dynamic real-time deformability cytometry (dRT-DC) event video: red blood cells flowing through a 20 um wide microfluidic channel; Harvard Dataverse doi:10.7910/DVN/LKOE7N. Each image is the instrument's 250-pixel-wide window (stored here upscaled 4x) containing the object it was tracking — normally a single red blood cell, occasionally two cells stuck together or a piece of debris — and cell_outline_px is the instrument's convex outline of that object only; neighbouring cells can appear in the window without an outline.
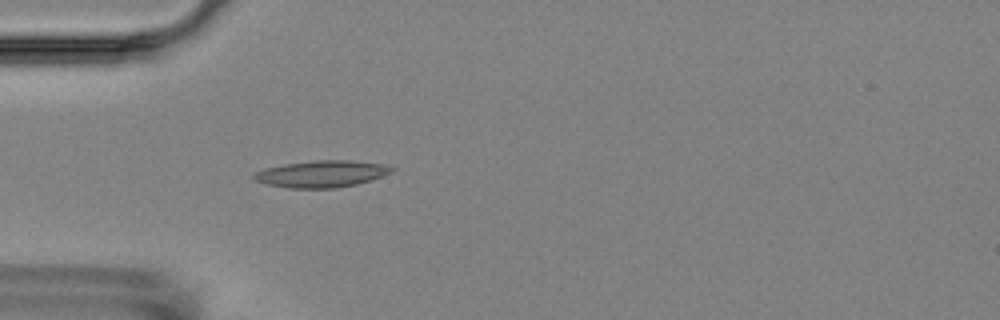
{"species": "Egyptian fruit bat (a non-hibernating species)", "species_latin": "Rousettus aegyptiacus", "temperature_condition": "room temperature", "stored_images_in_passage": 5, "camera_frame_rate_fps": 3000, "um_per_image_px": 0.085, "animal": {"sex": "female"}, "frame": {"image": 1, "passage_image": 5, "time_ms": 4.667, "image_size_px": [1000, 320], "cell_outline_px": [[396, 168], [392, 172], [372, 180], [356, 184], [336, 188], [288, 188], [264, 184], [252, 180], [252, 176], [256, 172], [264, 168], [284, 164], [316, 160], [348, 160], [384, 164]], "centroid_in_image_um": [27.31, 14.78], "position_along_channel_um": 57.7, "area_um2": 21.68}}